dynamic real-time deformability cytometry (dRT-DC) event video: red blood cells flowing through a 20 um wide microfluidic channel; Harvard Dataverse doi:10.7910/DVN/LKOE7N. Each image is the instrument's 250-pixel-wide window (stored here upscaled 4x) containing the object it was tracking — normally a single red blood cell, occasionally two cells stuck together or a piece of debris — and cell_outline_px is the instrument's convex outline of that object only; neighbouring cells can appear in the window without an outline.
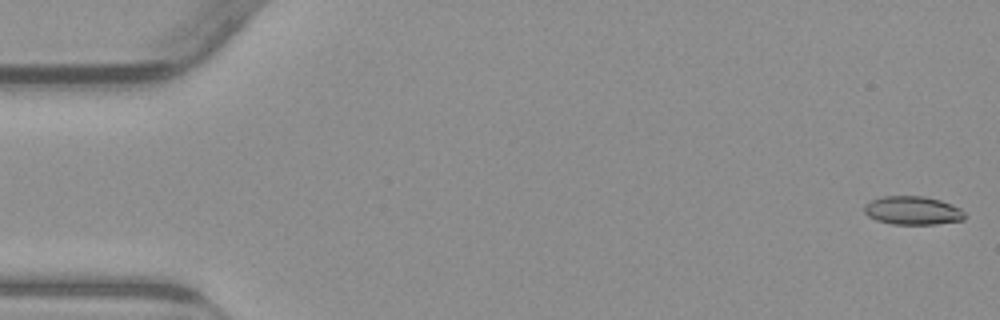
{"species": "common noctule bat (a hibernating species)", "species_latin": "Nyctalus noctula", "temperature_condition": "warm", "stored_images_in_passage": 54, "camera_frame_rate_fps": 3000, "um_per_image_px": 0.085, "animal": {"sex": "male", "body_mass_g": 23.1, "forearm_length_mm": 52.7}, "frame": {"image": 1, "passage_image": 1, "time_ms": 0.0, "image_size_px": [1000, 320], "cell_outline_px": [[968, 216], [964, 220], [936, 224], [892, 224], [876, 220], [868, 216], [864, 212], [864, 204], [872, 200], [884, 196], [924, 196], [940, 200], [952, 204], [960, 208]], "centroid_in_image_um": [77.6, 17.89], "position_along_channel_um": 7.4, "area_um2": 16.82}}
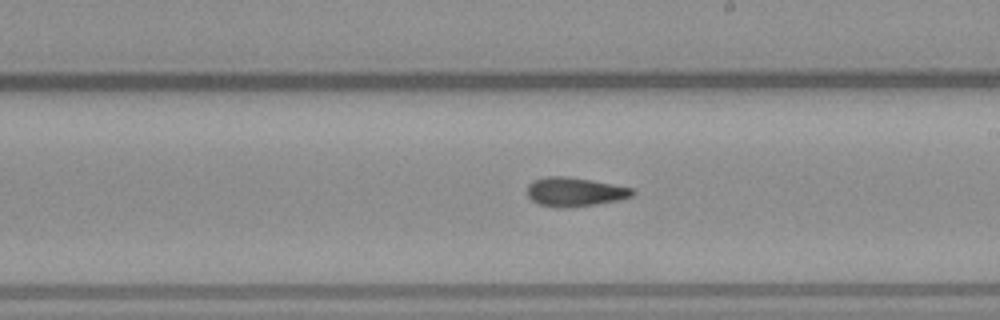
{"frame": {"image": 2, "passage_image": 31, "time_ms": 10.0, "image_size_px": [1000, 320], "cell_outline_px": [[636, 192], [632, 196], [620, 200], [596, 204], [568, 208], [556, 208], [540, 204], [532, 200], [528, 196], [528, 184], [532, 180], [544, 176], [568, 176], [592, 180], [632, 188]], "centroid_in_image_um": [48.85, 16.31], "position_along_channel_um": 240.2, "area_um2": 17.98}}
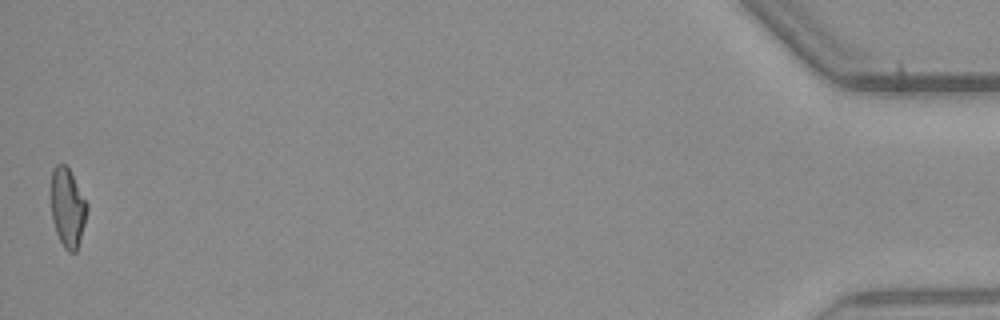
{"frame": {"image": 3, "passage_image": 54, "time_ms": 17.667, "image_size_px": [1000, 320], "cell_outline_px": [[88, 208], [84, 224], [76, 252], [68, 252], [64, 248], [56, 232], [52, 220], [48, 192], [52, 168], [56, 164], [64, 164], [68, 168], [88, 204]], "centroid_in_image_um": [5.68, 17.6], "position_along_channel_um": 429.5, "area_um2": 16.99}, "authors_computed_cell_mechanics": {"area_um2": 17.34, "velocity_mm_per_s": 3.8228, "shape_relaxation_time_tau1_ms": 7.0805, "shape_relaxation_time_tau2_ms": 2.4624, "deformation_change_tau1": 0.1792, "deformation_change_tau2": 0.0898}}